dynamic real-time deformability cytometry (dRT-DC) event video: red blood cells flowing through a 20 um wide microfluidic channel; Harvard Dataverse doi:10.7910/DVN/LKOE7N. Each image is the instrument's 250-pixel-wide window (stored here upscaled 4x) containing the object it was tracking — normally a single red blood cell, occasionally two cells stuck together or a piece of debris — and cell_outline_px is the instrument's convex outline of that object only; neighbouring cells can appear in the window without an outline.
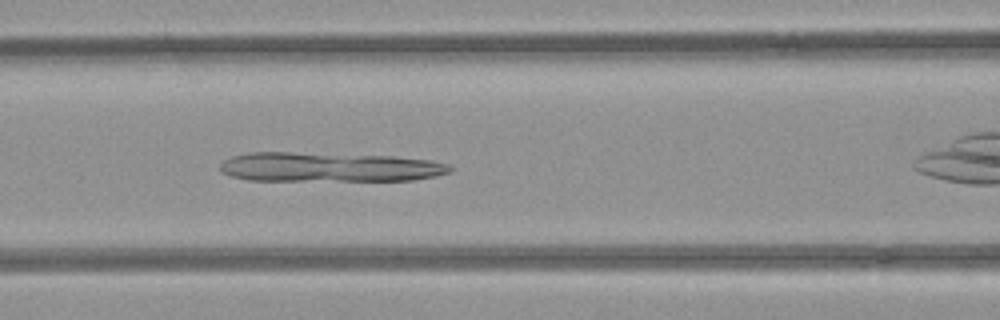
{"species": "common noctule bat (a hibernating species)", "species_latin": "Nyctalus noctula", "temperature_condition": "room temperature", "stored_images_in_passage": 22, "segment_of_instrument_passage": [1, 3], "camera_frame_rate_fps": 3000, "um_per_image_px": 0.085, "animal": {"sex": "female", "body_mass_g": 21.9}, "frame": {"image": 1, "passage_image": 6, "time_ms": 1.667, "image_size_px": [1000, 320], "cell_outline_px": [[456, 168], [452, 172], [436, 176], [412, 180], [248, 180], [232, 176], [224, 172], [220, 168], [220, 164], [224, 160], [232, 156], [248, 152], [288, 152], [392, 156], [432, 160], [448, 164]], "centroid_in_image_um": [28.04, 14.19], "position_along_channel_um": 138.6, "area_um2": 39.48}}
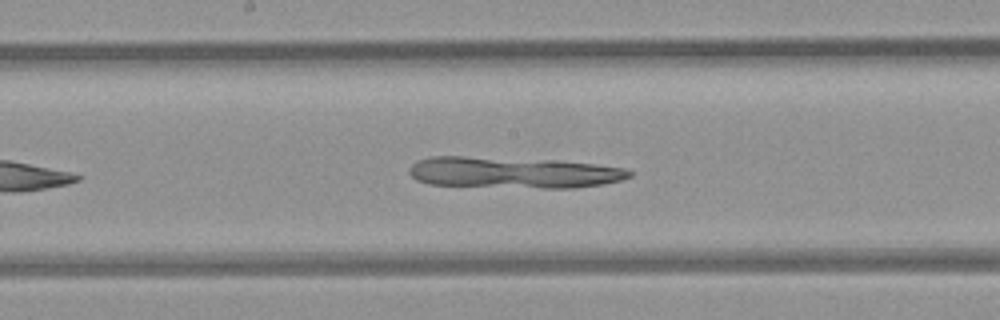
{"frame": {"image": 2, "passage_image": 11, "time_ms": 3.333, "image_size_px": [1000, 320], "cell_outline_px": [[632, 176], [620, 180], [604, 184], [576, 188], [544, 188], [428, 184], [416, 180], [408, 172], [408, 168], [416, 160], [432, 156], [464, 156], [560, 160], [624, 168], [632, 172]], "centroid_in_image_um": [43.6, 14.66], "position_along_channel_um": 204.6, "area_um2": 40.34}}
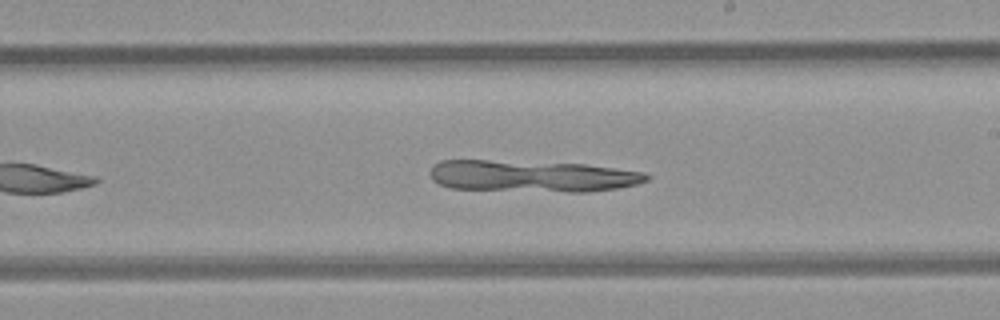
{"frame": {"image": 3, "passage_image": 14, "time_ms": 4.333, "image_size_px": [1000, 320], "cell_outline_px": [[652, 176], [648, 180], [636, 184], [616, 188], [588, 192], [568, 192], [452, 188], [440, 184], [432, 180], [428, 172], [440, 160], [488, 160], [584, 164], [644, 172]], "centroid_in_image_um": [45.23, 14.97], "position_along_channel_um": 243.8, "area_um2": 39.82}}